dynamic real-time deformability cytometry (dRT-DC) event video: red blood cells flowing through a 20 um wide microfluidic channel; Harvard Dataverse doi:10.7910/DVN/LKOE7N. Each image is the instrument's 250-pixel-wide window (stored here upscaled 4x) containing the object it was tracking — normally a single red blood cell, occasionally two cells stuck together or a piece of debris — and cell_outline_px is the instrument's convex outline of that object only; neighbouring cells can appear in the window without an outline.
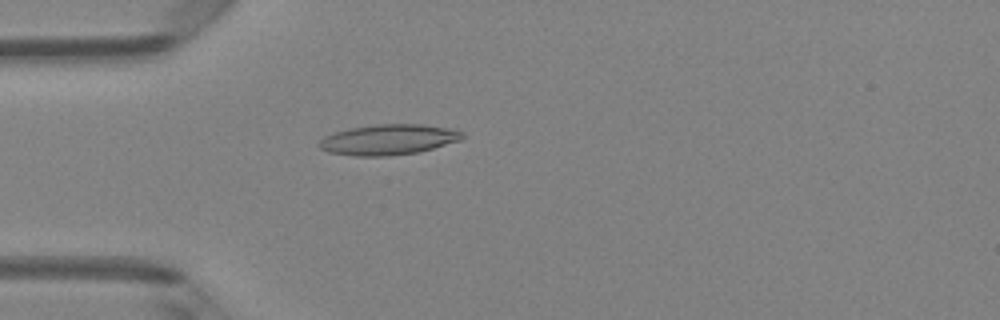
{"species": "Egyptian fruit bat (a non-hibernating species)", "species_latin": "Rousettus aegyptiacus", "temperature_condition": "room temperature", "stored_images_in_passage": 44, "camera_frame_rate_fps": 3000, "um_per_image_px": 0.085, "animal": {"sex": "female"}, "frame": {"image": 1, "passage_image": 9, "time_ms": 2.667, "image_size_px": [1000, 320], "cell_outline_px": [[464, 136], [460, 140], [420, 152], [388, 156], [356, 156], [328, 152], [320, 148], [316, 144], [324, 136], [336, 132], [352, 128], [376, 124], [420, 124], [456, 128], [464, 132]], "centroid_in_image_um": [33.05, 11.86], "position_along_channel_um": 51.9, "area_um2": 25.61}}
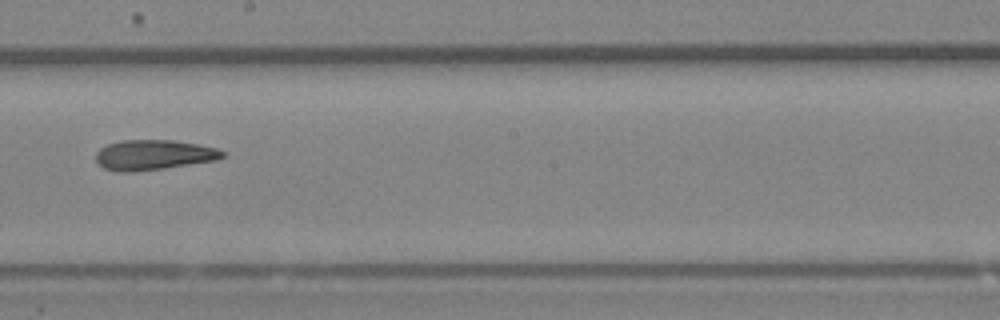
{"frame": {"image": 2, "passage_image": 23, "time_ms": 7.333, "image_size_px": [1000, 320], "cell_outline_px": [[224, 156], [216, 160], [164, 168], [128, 172], [120, 172], [104, 168], [96, 160], [96, 152], [100, 148], [108, 144], [120, 140], [172, 140], [196, 144], [216, 148], [224, 152]], "centroid_in_image_um": [13.03, 13.16], "position_along_channel_um": 235.2, "area_um2": 21.96}}
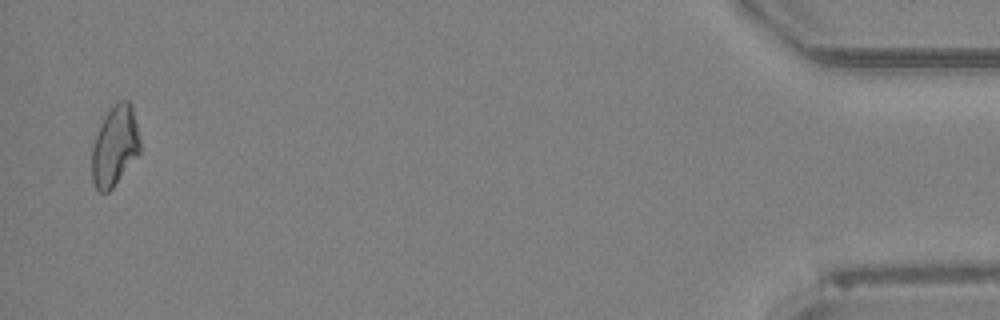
{"frame": {"image": 3, "passage_image": 43, "time_ms": 14.0, "image_size_px": [1000, 320], "cell_outline_px": [[140, 152], [112, 188], [108, 192], [100, 192], [96, 188], [92, 180], [92, 148], [100, 124], [116, 100], [128, 100], [132, 108], [140, 140]], "centroid_in_image_um": [9.75, 12.41], "position_along_channel_um": 425.4, "area_um2": 22.14}, "authors_computed_cell_mechanics": {"area_um2": 22.3108, "velocity_mm_per_s": 4.1383, "shape_relaxation_time_tau1_ms": null, "shape_relaxation_time_tau2_ms": 10.4079, "deformation_change_tau1": null, "deformation_change_tau2": 0.2492}}